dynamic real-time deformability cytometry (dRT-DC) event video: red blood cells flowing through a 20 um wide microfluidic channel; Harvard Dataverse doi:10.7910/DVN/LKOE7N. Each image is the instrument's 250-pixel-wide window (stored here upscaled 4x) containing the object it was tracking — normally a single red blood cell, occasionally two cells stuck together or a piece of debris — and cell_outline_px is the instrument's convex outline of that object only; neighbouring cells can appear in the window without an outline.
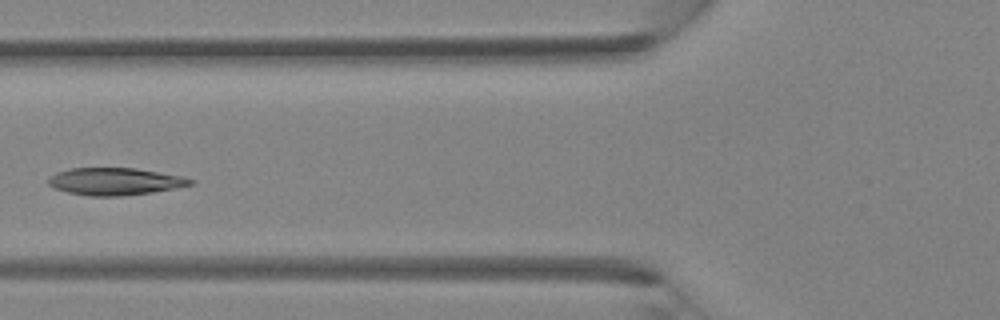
{"species": "Egyptian fruit bat (a non-hibernating species)", "species_latin": "Rousettus aegyptiacus", "temperature_condition": "room temperature", "stored_images_in_passage": 4, "camera_frame_rate_fps": 3000, "um_per_image_px": 0.085, "animal": {"sex": "female"}, "frame": {"image": 1, "passage_image": 4, "time_ms": 1.0, "image_size_px": [1000, 320], "cell_outline_px": [[196, 184], [152, 192], [124, 196], [88, 196], [68, 192], [52, 188], [48, 184], [48, 180], [56, 172], [72, 168], [136, 168], [184, 176], [196, 180]], "centroid_in_image_um": [9.82, 15.42], "position_along_channel_um": 116.0, "area_um2": 22.77}}